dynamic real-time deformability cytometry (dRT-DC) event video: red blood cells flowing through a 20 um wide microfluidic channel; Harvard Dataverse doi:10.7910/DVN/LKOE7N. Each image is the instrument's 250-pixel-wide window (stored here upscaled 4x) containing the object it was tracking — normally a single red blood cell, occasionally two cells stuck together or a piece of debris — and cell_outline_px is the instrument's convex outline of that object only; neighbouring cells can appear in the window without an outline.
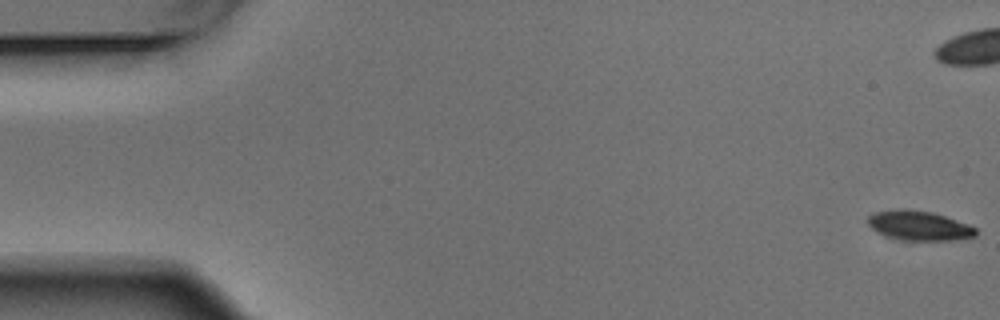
{"species": "Egyptian fruit bat (a non-hibernating species)", "species_latin": "Rousettus aegyptiacus", "temperature_condition": "warm", "stored_images_in_passage": 6, "camera_frame_rate_fps": 3000, "um_per_image_px": 0.085, "animal": {"sex": "male"}, "frame": {"image": 1, "passage_image": 1, "time_ms": 0.0, "image_size_px": [1000, 320], "cell_outline_px": [[976, 236], [952, 240], [896, 240], [876, 232], [868, 224], [868, 216], [872, 212], [892, 208], [908, 208], [932, 212], [968, 224], [976, 228]], "centroid_in_image_um": [78.05, 19.16], "position_along_channel_um": 7.0, "area_um2": 18.9}}
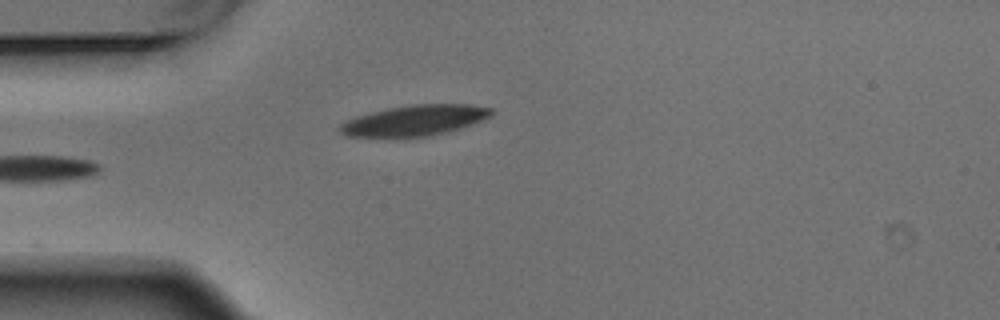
{"frame": {"image": 2, "passage_image": 6, "time_ms": 1.667, "image_size_px": [1000, 320], "cell_outline_px": [[492, 116], [472, 124], [448, 132], [428, 136], [348, 136], [340, 132], [340, 124], [344, 120], [356, 116], [388, 108], [412, 104], [468, 104], [492, 108]], "centroid_in_image_um": [35.27, 10.22], "position_along_channel_um": 49.7, "area_um2": 26.76}}